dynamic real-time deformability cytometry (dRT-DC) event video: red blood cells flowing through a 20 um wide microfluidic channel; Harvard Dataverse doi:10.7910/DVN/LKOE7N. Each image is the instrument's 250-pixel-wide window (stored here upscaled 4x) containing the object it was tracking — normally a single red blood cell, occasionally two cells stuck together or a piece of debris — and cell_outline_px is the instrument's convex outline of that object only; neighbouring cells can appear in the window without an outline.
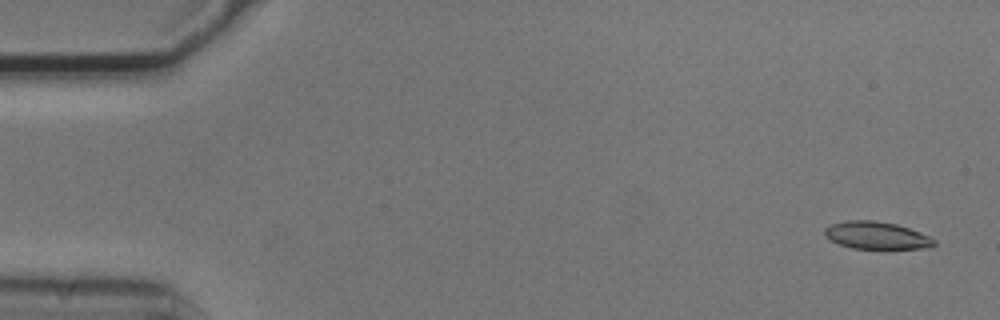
{"species": "common noctule bat (a hibernating species)", "species_latin": "Nyctalus noctula", "temperature_condition": "cold", "stored_images_in_passage": 5, "camera_frame_rate_fps": 3000, "um_per_image_px": 0.085, "animal": {"sex": "male", "body_mass_g": 20.5, "forearm_length_mm": 52.5}, "frame": {"image": 1, "passage_image": 1, "time_ms": 0.0, "image_size_px": [1000, 320], "cell_outline_px": [[936, 244], [932, 248], [852, 248], [840, 244], [824, 236], [824, 228], [832, 224], [848, 220], [872, 220], [896, 224], [932, 236], [936, 240]], "centroid_in_image_um": [74.55, 20.01], "position_along_channel_um": 10.5, "area_um2": 17.46}}
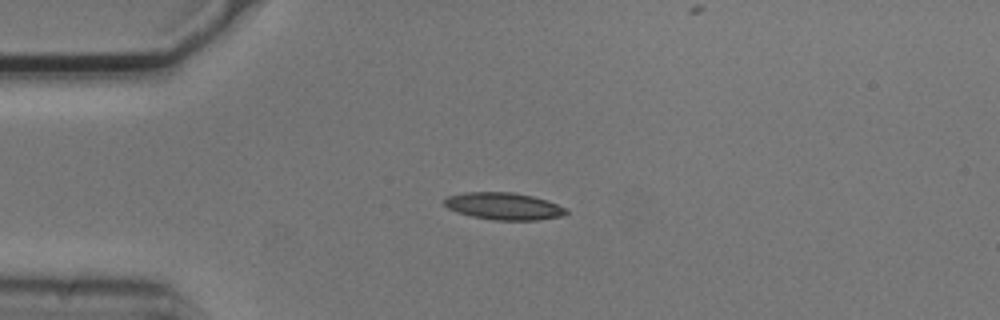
{"frame": {"image": 2, "passage_image": 4, "time_ms": 1.0, "image_size_px": [1000, 320], "cell_outline_px": [[568, 212], [564, 216], [536, 220], [496, 220], [472, 216], [456, 212], [448, 208], [444, 204], [444, 200], [448, 196], [464, 192], [512, 192], [532, 196], [568, 208]], "centroid_in_image_um": [42.82, 17.53], "position_along_channel_um": 42.2, "area_um2": 19.19}}